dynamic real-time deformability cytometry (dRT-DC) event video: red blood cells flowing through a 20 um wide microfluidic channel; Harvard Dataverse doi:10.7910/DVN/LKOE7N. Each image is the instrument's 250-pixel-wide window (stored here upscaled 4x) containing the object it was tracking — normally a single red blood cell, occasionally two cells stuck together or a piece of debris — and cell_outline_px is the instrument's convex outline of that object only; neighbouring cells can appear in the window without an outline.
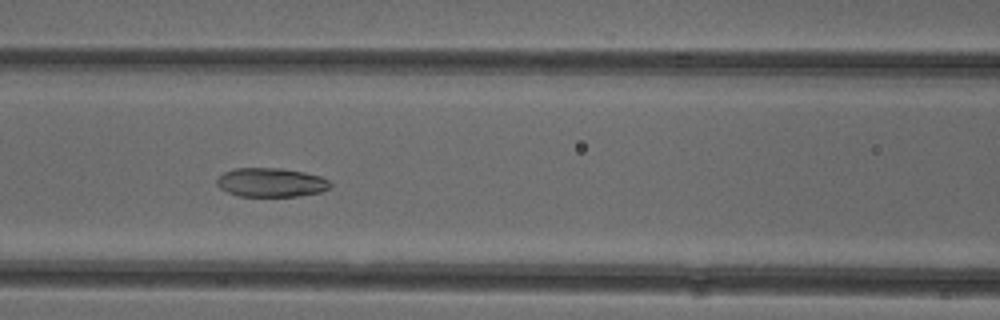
{"species": "common noctule bat (a hibernating species)", "species_latin": "Nyctalus noctula", "temperature_condition": "cold", "stored_images_in_passage": 51, "camera_frame_rate_fps": 3000, "um_per_image_px": 0.085, "animal": {"sex": "female"}, "frame": {"image": 1, "passage_image": 22, "time_ms": 7.0, "image_size_px": [1000, 320], "cell_outline_px": [[332, 184], [328, 188], [320, 192], [300, 196], [240, 196], [228, 192], [220, 188], [216, 184], [216, 176], [232, 168], [280, 168], [304, 172], [320, 176], [328, 180]], "centroid_in_image_um": [23.0, 15.5], "position_along_channel_um": 143.6, "area_um2": 19.25}}
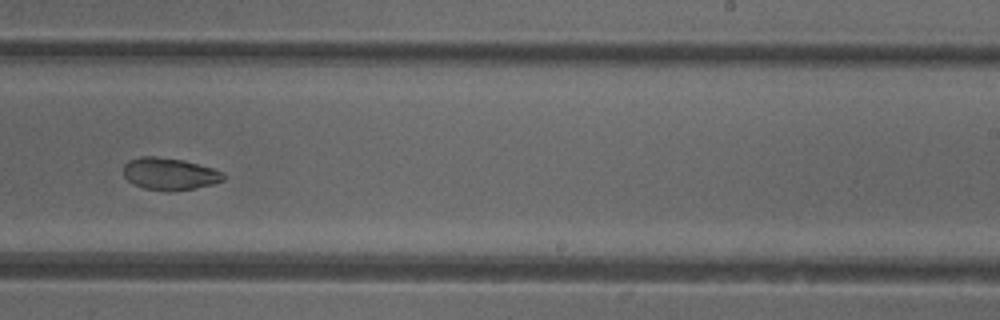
{"frame": {"image": 2, "passage_image": 32, "time_ms": 10.333, "image_size_px": [1000, 320], "cell_outline_px": [[224, 180], [212, 184], [172, 192], [164, 192], [144, 188], [132, 184], [124, 176], [124, 164], [128, 160], [140, 156], [156, 156], [184, 160], [212, 168], [224, 172]], "centroid_in_image_um": [14.39, 14.78], "position_along_channel_um": 274.6, "area_um2": 18.9}}
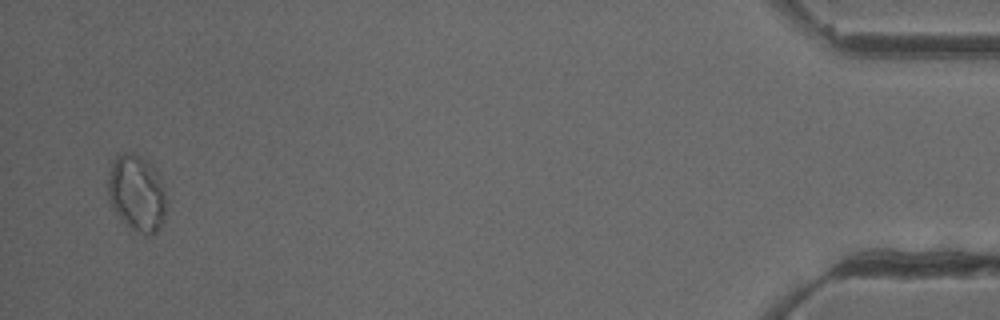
{"frame": {"image": 3, "passage_image": 50, "time_ms": 16.333, "image_size_px": [1000, 320], "cell_outline_px": [[164, 220], [160, 228], [152, 236], [144, 236], [132, 228], [116, 212], [108, 196], [108, 172], [112, 160], [116, 156], [124, 152], [132, 152], [148, 160], [156, 168], [164, 192]], "centroid_in_image_um": [11.62, 16.39], "position_along_channel_um": 423.6, "area_um2": 25.89}, "authors_computed_cell_mechanics": {"area_um2": 19.9988, "velocity_mm_per_s": 3.9478, "shape_relaxation_time_tau1_ms": 7.1466, "shape_relaxation_time_tau2_ms": 2.2597, "deformation_change_tau1": 0.1688, "deformation_change_tau2": 0.0304}}